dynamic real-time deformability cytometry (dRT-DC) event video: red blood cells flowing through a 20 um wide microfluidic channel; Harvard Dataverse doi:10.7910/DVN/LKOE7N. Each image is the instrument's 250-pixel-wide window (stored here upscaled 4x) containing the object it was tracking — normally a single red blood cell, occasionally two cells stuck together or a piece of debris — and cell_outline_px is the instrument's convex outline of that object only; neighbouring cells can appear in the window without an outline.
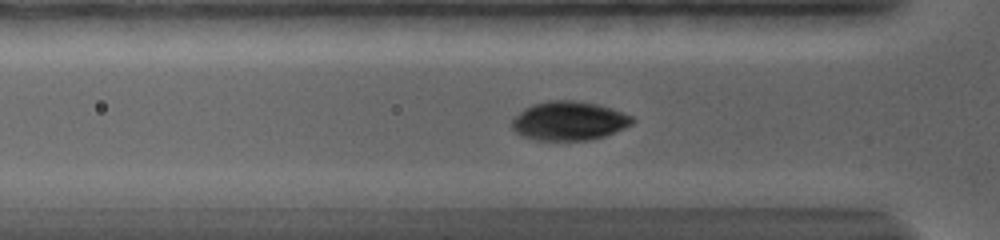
{"species": "common noctule bat (a hibernating species)", "species_latin": "Nyctalus noctula", "temperature_condition": "warm", "stored_images_in_passage": 24, "camera_frame_rate_fps": 5000, "um_per_image_px": 0.085, "animal": {"sex": "female", "body_mass_g": 19.0, "forearm_length_mm": 56.7}, "frame": {"image": 1, "passage_image": 10, "time_ms": 3.6, "image_size_px": [1000, 240], "cell_outline_px": [[636, 120], [632, 124], [624, 128], [604, 136], [592, 140], [536, 140], [520, 136], [512, 128], [512, 116], [524, 108], [536, 104], [556, 100], [568, 100], [596, 104], [612, 108], [632, 116]], "centroid_in_image_um": [48.35, 10.29], "position_along_channel_um": 77.4, "area_um2": 27.28}}
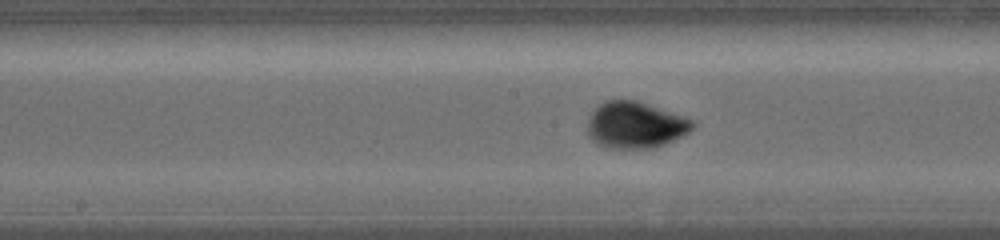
{"frame": {"image": 2, "passage_image": 18, "time_ms": 6.8, "image_size_px": [1000, 240], "cell_outline_px": [[696, 124], [688, 132], [664, 144], [652, 148], [608, 148], [592, 140], [588, 136], [588, 120], [592, 112], [604, 100], [636, 100], [648, 104], [692, 120]], "centroid_in_image_um": [53.97, 10.62], "position_along_channel_um": 194.2, "area_um2": 28.03}}
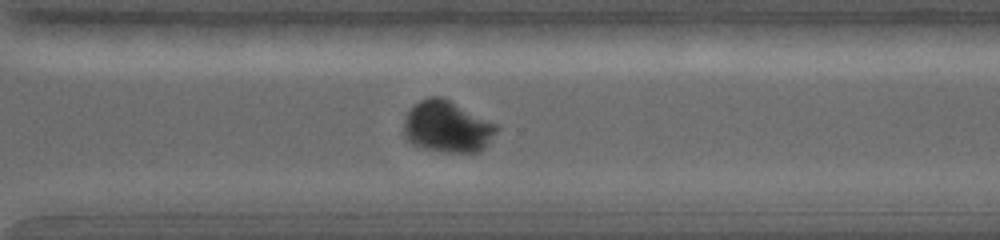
{"frame": {"image": 3, "passage_image": 24, "time_ms": 10.6, "image_size_px": [1000, 240], "cell_outline_px": [[500, 128], [488, 144], [484, 148], [476, 152], [440, 152], [420, 148], [412, 144], [404, 136], [404, 116], [420, 100], [428, 96], [440, 96], [500, 124]], "centroid_in_image_um": [38.04, 10.78], "position_along_channel_um": 332.6, "area_um2": 28.26}}